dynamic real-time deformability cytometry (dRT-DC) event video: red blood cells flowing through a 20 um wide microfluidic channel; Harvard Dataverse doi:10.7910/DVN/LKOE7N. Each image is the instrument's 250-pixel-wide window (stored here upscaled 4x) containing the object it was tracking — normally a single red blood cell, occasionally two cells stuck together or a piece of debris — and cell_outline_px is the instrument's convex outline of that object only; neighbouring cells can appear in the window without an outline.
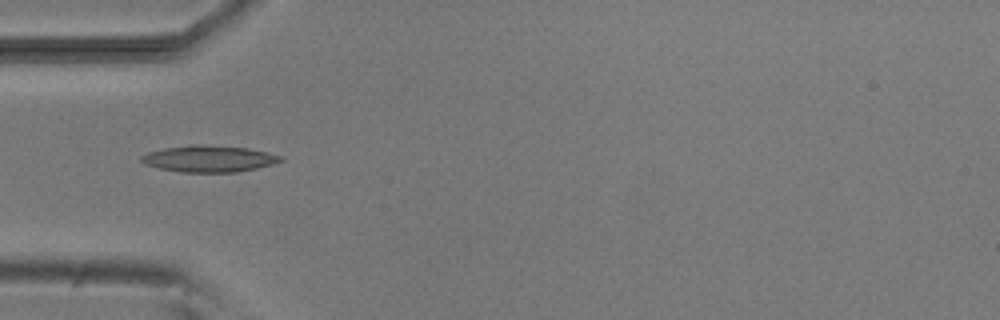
{"species": "common noctule bat (a hibernating species)", "species_latin": "Nyctalus noctula", "temperature_condition": "room temperature", "stored_images_in_passage": 8, "camera_frame_rate_fps": 3000, "um_per_image_px": 0.085, "animal": {"sex": "male", "body_mass_g": 20.5, "forearm_length_mm": 52.5}, "frame": {"image": 1, "passage_image": 5, "time_ms": 5.333, "image_size_px": [1000, 320], "cell_outline_px": [[284, 160], [272, 164], [256, 168], [236, 172], [180, 172], [160, 168], [144, 164], [140, 160], [140, 156], [148, 152], [164, 148], [192, 144], [200, 144], [248, 148], [284, 156]], "centroid_in_image_um": [17.75, 13.49], "position_along_channel_um": 67.2, "area_um2": 21.56}}
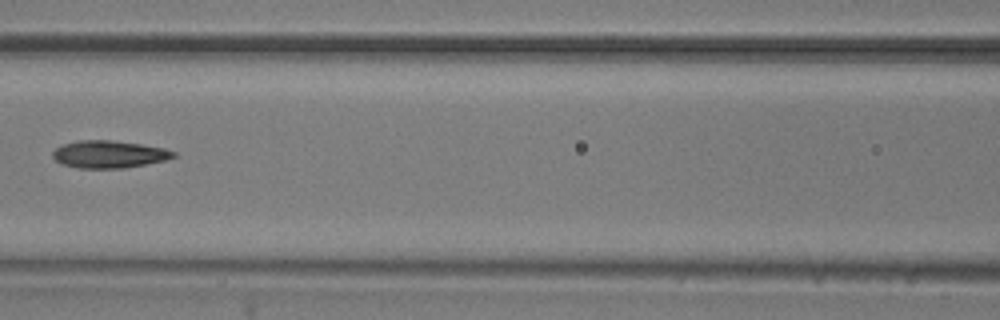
{"frame": {"image": 2, "passage_image": 7, "time_ms": 7.667, "image_size_px": [1000, 320], "cell_outline_px": [[176, 156], [164, 160], [124, 168], [76, 168], [60, 164], [52, 156], [52, 152], [56, 148], [64, 144], [76, 140], [112, 140], [140, 144], [164, 148], [176, 152]], "centroid_in_image_um": [9.23, 13.11], "position_along_channel_um": 157.4, "area_um2": 19.25}}
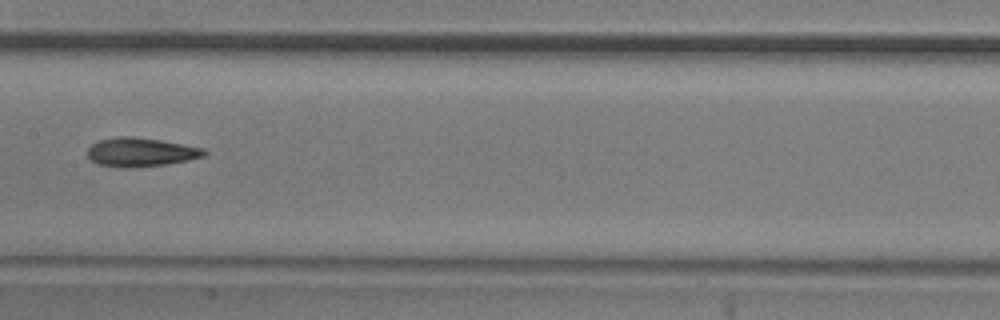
{"frame": {"image": 3, "passage_image": 8, "time_ms": 8.667, "image_size_px": [1000, 320], "cell_outline_px": [[208, 152], [204, 156], [188, 160], [168, 164], [132, 168], [124, 168], [100, 164], [92, 160], [88, 156], [88, 148], [92, 144], [100, 140], [116, 136], [132, 136], [160, 140], [184, 144], [204, 148]], "centroid_in_image_um": [11.99, 12.93], "position_along_channel_um": 195.4, "area_um2": 19.65}}